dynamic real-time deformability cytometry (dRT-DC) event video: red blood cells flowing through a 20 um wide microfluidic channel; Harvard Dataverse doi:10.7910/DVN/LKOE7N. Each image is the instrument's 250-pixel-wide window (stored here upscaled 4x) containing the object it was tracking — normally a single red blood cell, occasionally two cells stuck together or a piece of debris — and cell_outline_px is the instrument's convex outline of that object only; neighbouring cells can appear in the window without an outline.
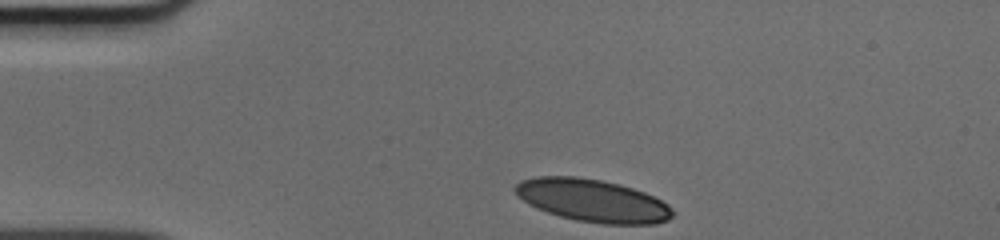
{"species": "human", "species_latin": "Homo sapiens", "temperature_condition": "cold", "stored_images_in_passage": 32, "camera_frame_rate_fps": 3000, "um_per_image_px": 0.085, "donor": {"sex": "male"}, "frame": {"image": 1, "passage_image": 1, "time_ms": 0.0, "image_size_px": [1000, 240], "cell_outline_px": [[672, 216], [668, 220], [656, 224], [604, 224], [576, 220], [560, 216], [536, 208], [528, 204], [516, 196], [512, 188], [520, 180], [536, 176], [576, 176], [600, 180], [620, 184], [644, 192], [668, 204], [672, 208]], "centroid_in_image_um": [50.32, 17.04], "position_along_channel_um": 34.7, "area_um2": 39.25}}
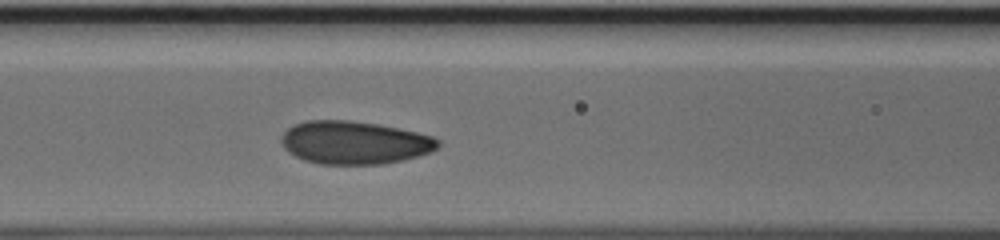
{"frame": {"image": 2, "passage_image": 12, "time_ms": 3.667, "image_size_px": [1000, 240], "cell_outline_px": [[440, 144], [432, 152], [404, 160], [384, 164], [320, 164], [304, 160], [288, 152], [284, 148], [280, 140], [280, 136], [288, 128], [296, 124], [308, 120], [348, 120], [380, 124], [416, 132], [432, 136], [440, 140]], "centroid_in_image_um": [30.13, 12.12], "position_along_channel_um": 136.5, "area_um2": 39.48}}
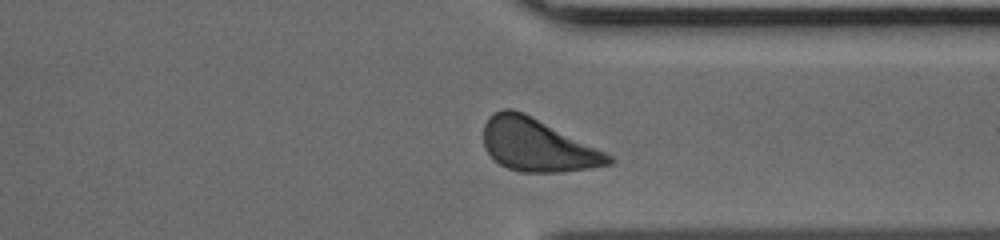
{"frame": {"image": 3, "passage_image": 29, "time_ms": 9.333, "image_size_px": [1000, 240], "cell_outline_px": [[616, 160], [612, 164], [564, 172], [520, 172], [508, 168], [500, 164], [484, 148], [484, 124], [488, 116], [492, 112], [504, 108], [512, 108], [524, 112], [612, 156]], "centroid_in_image_um": [45.64, 12.32], "position_along_channel_um": 365.8, "area_um2": 38.15}}